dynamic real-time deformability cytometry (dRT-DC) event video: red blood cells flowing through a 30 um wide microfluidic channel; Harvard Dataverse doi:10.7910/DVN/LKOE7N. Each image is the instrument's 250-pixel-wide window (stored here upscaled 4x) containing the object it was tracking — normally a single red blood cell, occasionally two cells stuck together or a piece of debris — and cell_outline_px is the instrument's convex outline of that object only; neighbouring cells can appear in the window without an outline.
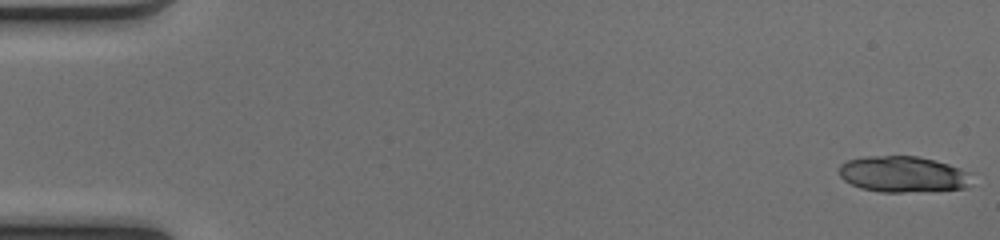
{"species": "common noctule bat (a hibernating species)", "species_latin": "Nyctalus noctula", "temperature_condition": "cold", "stored_images_in_passage": 51, "camera_frame_rate_fps": 3000, "um_per_image_px": 0.085, "animal": {"sex": "female", "body_mass_g": 17.0, "forearm_length_mm": 48.0}, "frame": {"image": 1, "passage_image": 1, "time_ms": 0.0, "image_size_px": [1000, 240], "cell_outline_px": [[968, 188], [904, 192], [880, 192], [860, 188], [844, 180], [840, 176], [840, 164], [848, 160], [868, 156], [916, 156], [948, 164], [960, 168], [968, 172]], "centroid_in_image_um": [76.71, 14.81], "position_along_channel_um": 8.3, "area_um2": 27.51}}
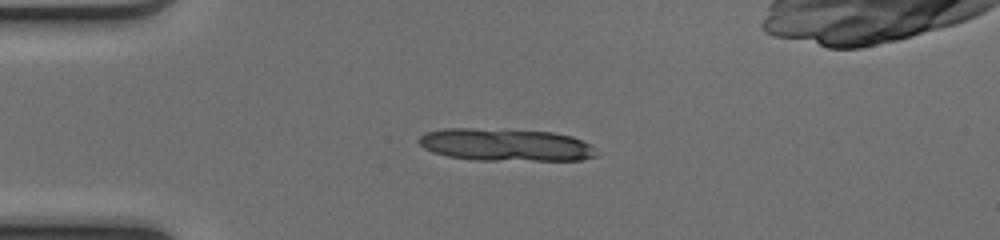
{"frame": {"image": 2, "passage_image": 13, "time_ms": 4.0, "image_size_px": [1000, 240], "cell_outline_px": [[600, 156], [580, 160], [476, 160], [448, 156], [432, 152], [424, 148], [416, 140], [424, 132], [444, 128], [472, 128], [552, 132], [572, 136], [588, 144]], "centroid_in_image_um": [42.93, 12.31], "position_along_channel_um": 42.1, "area_um2": 33.58}, "authors_computed_cell_mechanics": {"area_um2": 19.3052, "velocity_mm_per_s": 4.1308, "shape_relaxation_time_tau1_ms": null, "shape_relaxation_time_tau2_ms": 3.2234, "deformation_change_tau1": null, "deformation_change_tau2": 0.1048}}